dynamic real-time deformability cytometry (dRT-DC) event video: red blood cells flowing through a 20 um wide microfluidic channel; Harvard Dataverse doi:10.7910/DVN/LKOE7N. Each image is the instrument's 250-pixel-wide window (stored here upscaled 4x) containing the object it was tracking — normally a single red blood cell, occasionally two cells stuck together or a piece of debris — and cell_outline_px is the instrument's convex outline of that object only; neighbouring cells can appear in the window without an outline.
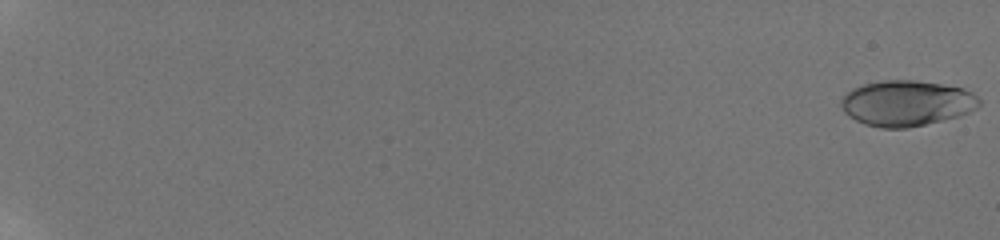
{"species": "human", "species_latin": "Homo sapiens", "temperature_condition": "room temperature", "stored_images_in_passage": 23, "camera_frame_rate_fps": 3000, "um_per_image_px": 0.085, "donor": {"sex": "male"}, "frame": {"image": 1, "passage_image": 1, "time_ms": 0.0, "image_size_px": [1000, 240], "cell_outline_px": [[980, 104], [976, 108], [968, 112], [956, 116], [908, 128], [880, 128], [864, 124], [848, 116], [844, 112], [840, 104], [840, 100], [852, 88], [864, 84], [884, 80], [916, 80], [964, 88], [972, 92], [980, 100]], "centroid_in_image_um": [77.03, 8.77], "position_along_channel_um": 8.0, "area_um2": 36.53}}
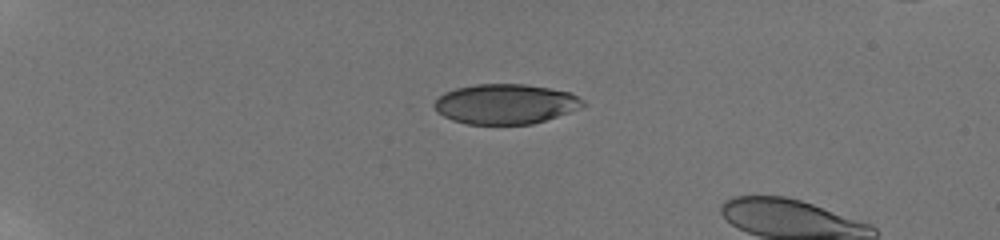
{"frame": {"image": 2, "passage_image": 18, "time_ms": 5.667, "image_size_px": [1000, 240], "cell_outline_px": [[588, 104], [580, 108], [532, 124], [468, 124], [452, 120], [436, 112], [432, 104], [444, 92], [456, 88], [476, 84], [524, 84], [548, 88], [568, 92], [584, 100]], "centroid_in_image_um": [42.93, 8.84], "position_along_channel_um": 42.1, "area_um2": 34.51}}